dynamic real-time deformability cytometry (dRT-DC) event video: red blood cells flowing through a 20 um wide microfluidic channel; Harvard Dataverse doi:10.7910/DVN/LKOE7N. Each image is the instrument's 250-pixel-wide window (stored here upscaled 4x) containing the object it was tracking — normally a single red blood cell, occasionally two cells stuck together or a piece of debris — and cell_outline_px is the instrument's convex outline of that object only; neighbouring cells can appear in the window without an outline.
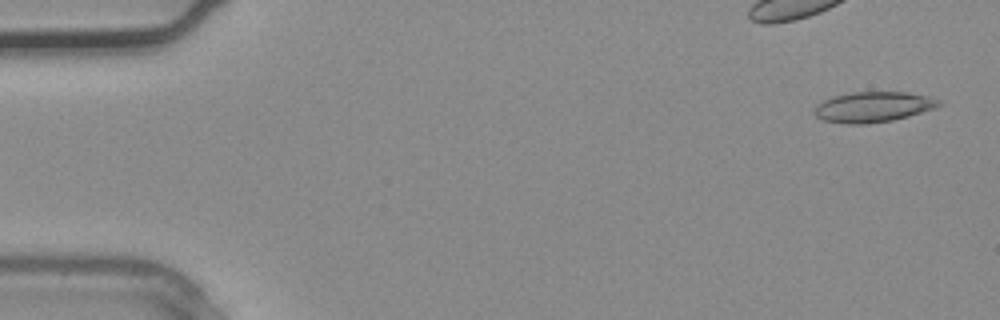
{"species": "common noctule bat (a hibernating species)", "species_latin": "Nyctalus noctula", "temperature_condition": "warm", "stored_images_in_passage": 3, "camera_frame_rate_fps": 3000, "um_per_image_px": 0.085, "animal": {"sex": "male", "body_mass_g": 20.4}, "frame": {"image": 1, "passage_image": 1, "time_ms": 0.0, "image_size_px": [1000, 320], "cell_outline_px": [[944, 104], [908, 116], [892, 120], [868, 124], [848, 124], [824, 120], [816, 116], [812, 112], [816, 104], [832, 96], [852, 92], [908, 92], [928, 96], [940, 100]], "centroid_in_image_um": [74.18, 9.08], "position_along_channel_um": 10.8, "area_um2": 22.08}}
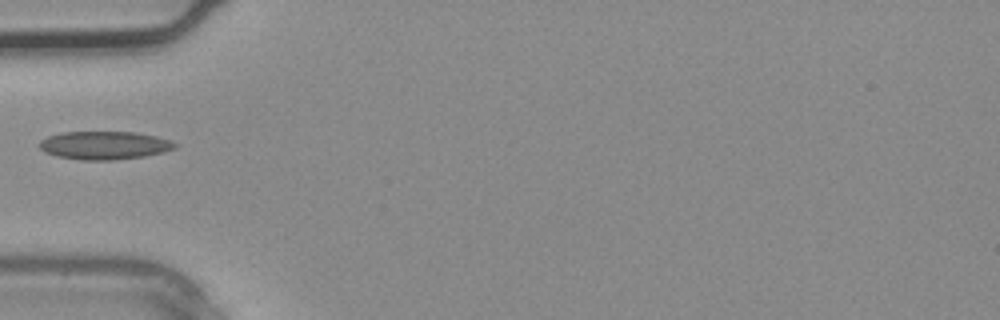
{"frame": {"image": 2, "passage_image": 3, "time_ms": 0.667, "image_size_px": [1000, 320], "cell_outline_px": [[176, 148], [164, 152], [144, 156], [112, 160], [80, 160], [56, 156], [44, 152], [40, 148], [40, 140], [48, 136], [60, 132], [136, 132], [156, 136], [172, 140], [176, 144]], "centroid_in_image_um": [8.88, 12.35], "position_along_channel_um": 76.1, "area_um2": 22.37}}